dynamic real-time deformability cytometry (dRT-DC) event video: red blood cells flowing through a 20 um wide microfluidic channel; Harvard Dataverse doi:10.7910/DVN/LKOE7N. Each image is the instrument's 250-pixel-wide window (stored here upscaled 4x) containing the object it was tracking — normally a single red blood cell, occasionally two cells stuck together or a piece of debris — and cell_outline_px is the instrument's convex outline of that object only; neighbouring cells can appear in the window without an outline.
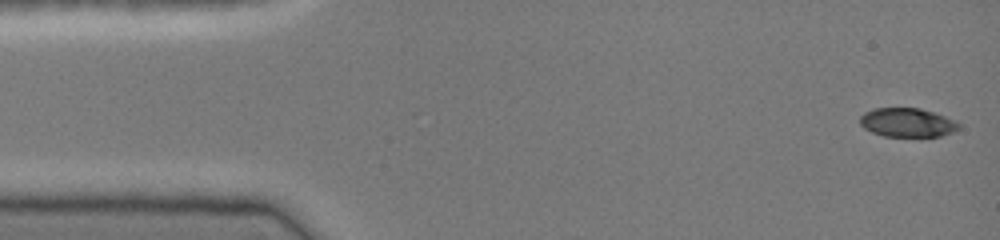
{"species": "common noctule bat (a hibernating species)", "species_latin": "Nyctalus noctula", "temperature_condition": "cold", "stored_images_in_passage": 45, "camera_frame_rate_fps": 3000, "um_per_image_px": 0.085, "animal": {"sex": "female", "body_mass_g": 19.0, "forearm_length_mm": 51.5}, "frame": {"image": 1, "passage_image": 1, "time_ms": 0.0, "image_size_px": [1000, 240], "cell_outline_px": [[960, 128], [952, 132], [940, 136], [884, 136], [872, 132], [864, 128], [860, 124], [860, 116], [864, 112], [872, 108], [920, 108], [956, 120], [960, 124]], "centroid_in_image_um": [77.11, 10.41], "position_along_channel_um": 7.9, "area_um2": 16.65}}
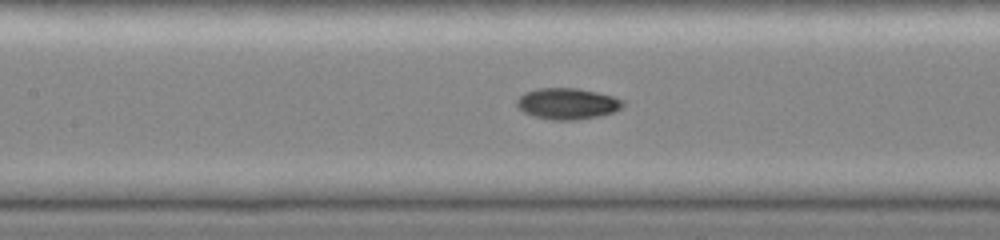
{"frame": {"image": 2, "passage_image": 20, "time_ms": 6.333, "image_size_px": [1000, 240], "cell_outline_px": [[624, 104], [620, 108], [612, 112], [600, 116], [572, 120], [552, 120], [532, 116], [524, 112], [516, 104], [516, 100], [524, 92], [536, 88], [576, 88], [596, 92], [612, 96], [624, 100]], "centroid_in_image_um": [48.2, 8.81], "position_along_channel_um": 159.2, "area_um2": 19.25}}
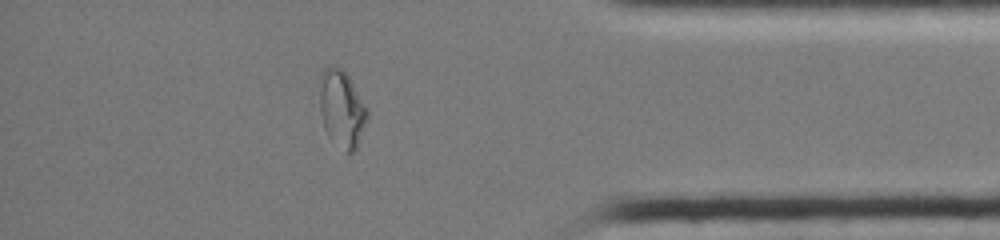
{"frame": {"image": 3, "passage_image": 39, "time_ms": 12.667, "image_size_px": [1000, 240], "cell_outline_px": [[368, 116], [360, 140], [356, 148], [352, 152], [344, 152], [328, 136], [324, 128], [320, 112], [320, 72], [324, 68], [340, 68], [348, 76], [368, 108]], "centroid_in_image_um": [29.05, 9.28], "position_along_channel_um": 406.1, "area_um2": 21.27}, "authors_computed_cell_mechanics": {"area_um2": 18.6694, "velocity_mm_per_s": 4.1652, "shape_relaxation_time_tau1_ms": null, "shape_relaxation_time_tau2_ms": 1.5513, "deformation_change_tau1": null, "deformation_change_tau2": 0.0491}}